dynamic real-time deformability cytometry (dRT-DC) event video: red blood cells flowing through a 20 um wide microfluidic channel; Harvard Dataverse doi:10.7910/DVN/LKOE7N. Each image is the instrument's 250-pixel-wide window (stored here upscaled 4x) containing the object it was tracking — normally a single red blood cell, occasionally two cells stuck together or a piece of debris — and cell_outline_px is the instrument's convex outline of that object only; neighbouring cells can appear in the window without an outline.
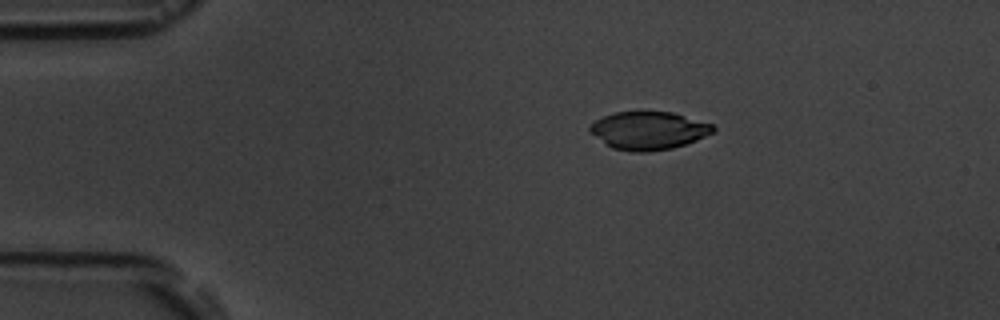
{"species": "common noctule bat (a hibernating species)", "species_latin": "Nyctalus noctula", "temperature_condition": "room temperature", "stored_images_in_passage": 6, "camera_frame_rate_fps": 3000, "um_per_image_px": 0.085, "animal": {"sex": "male", "body_mass_g": 19.5, "forearm_length_mm": 54.6}, "frame": {"image": 1, "passage_image": 3, "time_ms": 2.333, "image_size_px": [1000, 320], "cell_outline_px": [[716, 128], [712, 132], [696, 140], [672, 148], [648, 152], [636, 152], [612, 148], [588, 132], [588, 128], [596, 120], [604, 116], [616, 112], [644, 108], [672, 112], [712, 124]], "centroid_in_image_um": [55.09, 11.05], "position_along_channel_um": 29.9, "area_um2": 27.8}}